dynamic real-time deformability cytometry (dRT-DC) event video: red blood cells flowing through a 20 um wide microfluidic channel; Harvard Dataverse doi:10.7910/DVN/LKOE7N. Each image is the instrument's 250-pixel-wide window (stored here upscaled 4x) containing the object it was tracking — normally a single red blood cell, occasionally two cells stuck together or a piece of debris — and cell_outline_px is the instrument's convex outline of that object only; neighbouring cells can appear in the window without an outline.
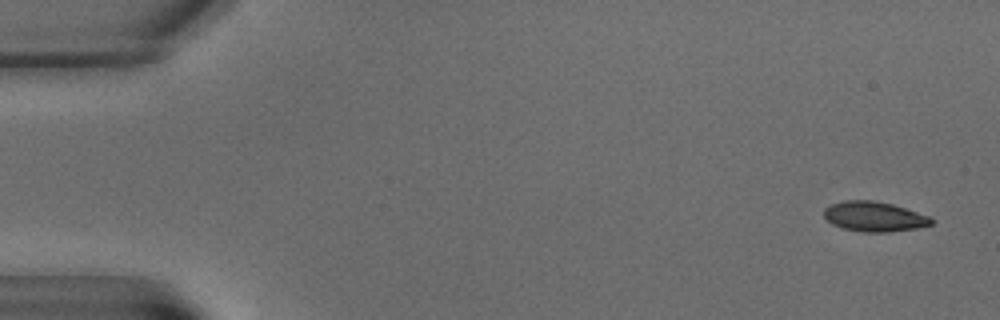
{"species": "common noctule bat (a hibernating species)", "species_latin": "Nyctalus noctula", "temperature_condition": "warm", "stored_images_in_passage": 9, "camera_frame_rate_fps": 3000, "um_per_image_px": 0.085, "animal": {"sex": "male", "body_mass_g": 15.6}, "frame": {"image": 1, "passage_image": 1, "time_ms": 0.0, "image_size_px": [1000, 320], "cell_outline_px": [[936, 220], [932, 224], [916, 228], [888, 232], [864, 232], [840, 228], [832, 224], [824, 216], [824, 208], [832, 204], [844, 200], [872, 200], [892, 204], [928, 216]], "centroid_in_image_um": [74.29, 18.41], "position_along_channel_um": 10.7, "area_um2": 18.67}}
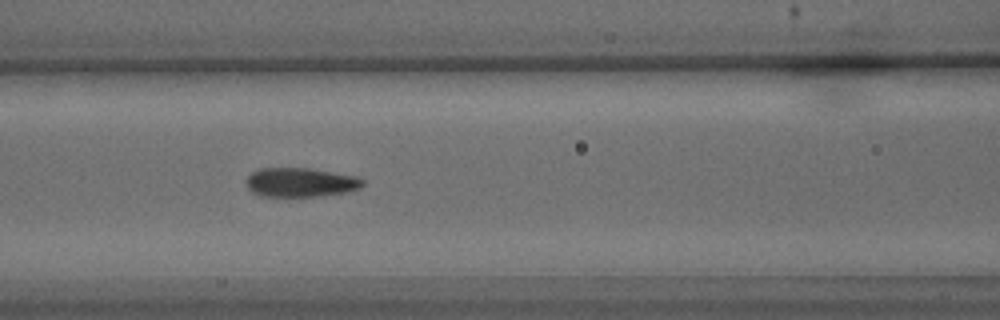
{"frame": {"image": 2, "passage_image": 8, "time_ms": 9.333, "image_size_px": [1000, 320], "cell_outline_px": [[364, 184], [360, 188], [344, 192], [316, 196], [260, 196], [252, 192], [248, 188], [244, 180], [256, 168], [308, 168], [356, 176], [364, 180]], "centroid_in_image_um": [25.49, 15.49], "position_along_channel_um": 141.1, "area_um2": 19.77}}